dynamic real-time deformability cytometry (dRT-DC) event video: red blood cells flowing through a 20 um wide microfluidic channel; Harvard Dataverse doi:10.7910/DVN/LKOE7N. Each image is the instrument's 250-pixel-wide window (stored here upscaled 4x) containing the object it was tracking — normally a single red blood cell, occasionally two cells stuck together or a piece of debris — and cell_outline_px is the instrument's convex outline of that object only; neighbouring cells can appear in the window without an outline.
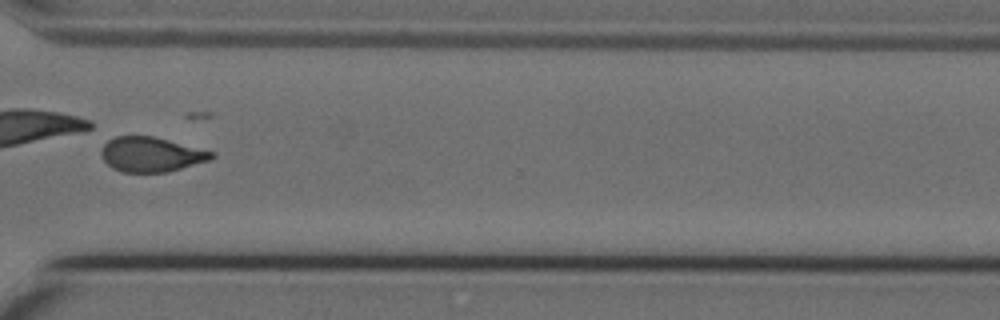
{"species": "Egyptian fruit bat (a non-hibernating species)", "species_latin": "Rousettus aegyptiacus", "temperature_condition": "cold", "stored_images_in_passage": 37, "camera_frame_rate_fps": 3000, "um_per_image_px": 0.085, "animal": {"sex": "female"}, "frame": {"image": 1, "passage_image": 24, "time_ms": 7.667, "image_size_px": [1000, 320], "cell_outline_px": [[216, 156], [212, 160], [168, 172], [120, 172], [112, 168], [104, 160], [100, 152], [100, 148], [108, 140], [116, 136], [152, 136], [216, 152]], "centroid_in_image_um": [12.87, 13.13], "position_along_channel_um": 357.7, "area_um2": 22.54}}